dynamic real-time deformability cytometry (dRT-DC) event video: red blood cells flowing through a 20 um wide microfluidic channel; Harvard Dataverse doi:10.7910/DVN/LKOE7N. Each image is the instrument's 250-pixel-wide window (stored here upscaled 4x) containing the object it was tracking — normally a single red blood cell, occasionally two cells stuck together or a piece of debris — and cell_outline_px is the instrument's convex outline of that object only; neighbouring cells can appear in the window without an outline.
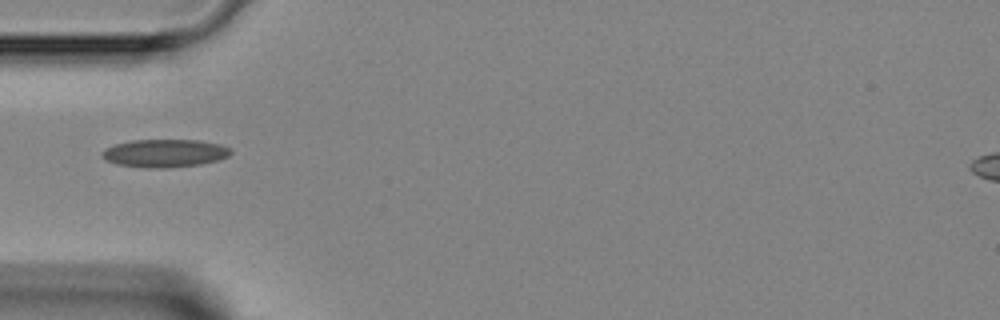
{"species": "Egyptian fruit bat (a non-hibernating species)", "species_latin": "Rousettus aegyptiacus", "temperature_condition": "room temperature", "stored_images_in_passage": 4, "camera_frame_rate_fps": 3000, "um_per_image_px": 0.085, "animal": {"sex": "female"}, "frame": {"image": 1, "passage_image": 2, "time_ms": 1.333, "image_size_px": [1000, 320], "cell_outline_px": [[232, 152], [228, 156], [220, 160], [200, 164], [168, 168], [144, 168], [116, 164], [104, 160], [100, 156], [100, 152], [104, 148], [116, 144], [132, 140], [196, 140], [220, 144], [232, 148]], "centroid_in_image_um": [13.97, 13.03], "position_along_channel_um": 71.0, "area_um2": 21.27}}
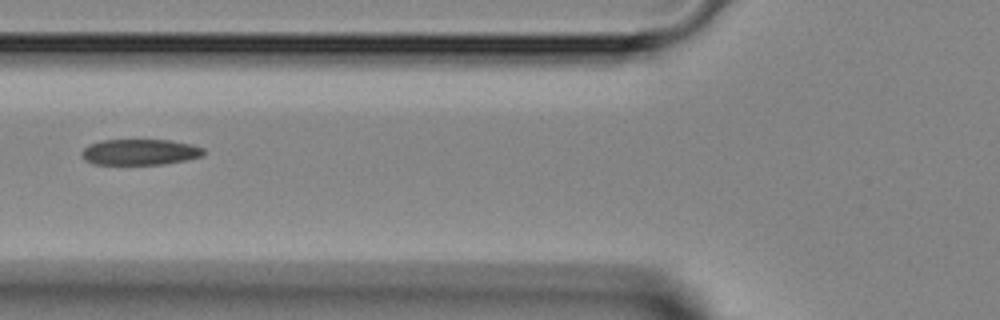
{"frame": {"image": 2, "passage_image": 3, "time_ms": 2.333, "image_size_px": [1000, 320], "cell_outline_px": [[204, 156], [164, 164], [92, 164], [84, 160], [80, 156], [80, 152], [88, 144], [100, 140], [168, 140], [192, 144], [204, 148]], "centroid_in_image_um": [11.85, 12.92], "position_along_channel_um": 113.9, "area_um2": 18.55}}
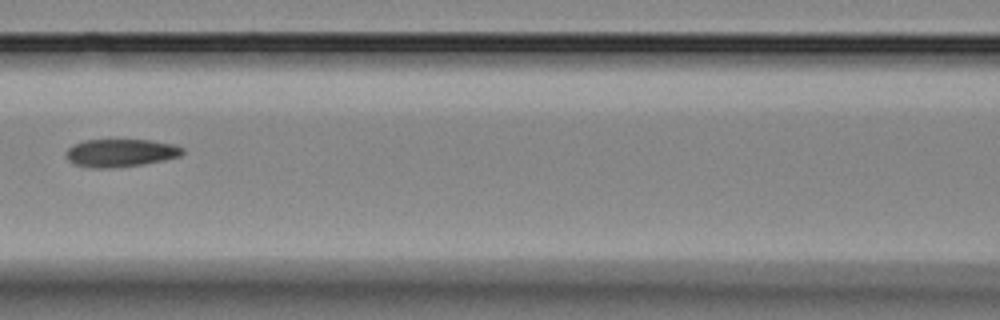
{"frame": {"image": 3, "passage_image": 4, "time_ms": 3.333, "image_size_px": [1000, 320], "cell_outline_px": [[184, 152], [180, 156], [164, 160], [140, 164], [108, 168], [92, 168], [72, 164], [68, 160], [68, 148], [72, 144], [84, 140], [152, 140], [172, 144], [184, 148]], "centroid_in_image_um": [10.24, 12.99], "position_along_channel_um": 156.4, "area_um2": 18.79}}